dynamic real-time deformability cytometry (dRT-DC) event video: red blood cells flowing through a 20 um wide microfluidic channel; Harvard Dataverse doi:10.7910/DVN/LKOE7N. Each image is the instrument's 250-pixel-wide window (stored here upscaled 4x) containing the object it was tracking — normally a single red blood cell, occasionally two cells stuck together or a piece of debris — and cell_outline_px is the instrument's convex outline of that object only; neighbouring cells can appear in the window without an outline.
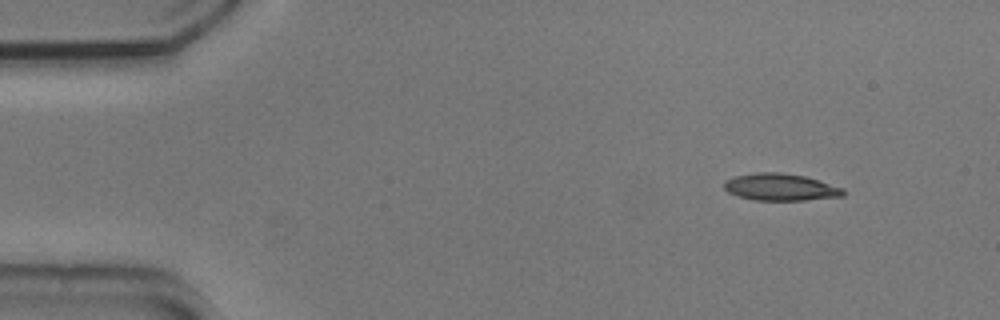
{"species": "common noctule bat (a hibernating species)", "species_latin": "Nyctalus noctula", "temperature_condition": "cold", "stored_images_in_passage": 49, "camera_frame_rate_fps": 3000, "um_per_image_px": 0.085, "animal": {"sex": "male", "body_mass_g": 20.5, "forearm_length_mm": 52.5}, "frame": {"image": 1, "passage_image": 1, "time_ms": 0.0, "image_size_px": [1000, 320], "cell_outline_px": [[844, 196], [804, 200], [752, 200], [728, 192], [724, 188], [724, 180], [736, 176], [756, 172], [780, 172], [804, 176], [820, 180], [844, 188]], "centroid_in_image_um": [66.35, 15.9], "position_along_channel_um": 18.6, "area_um2": 18.79}}
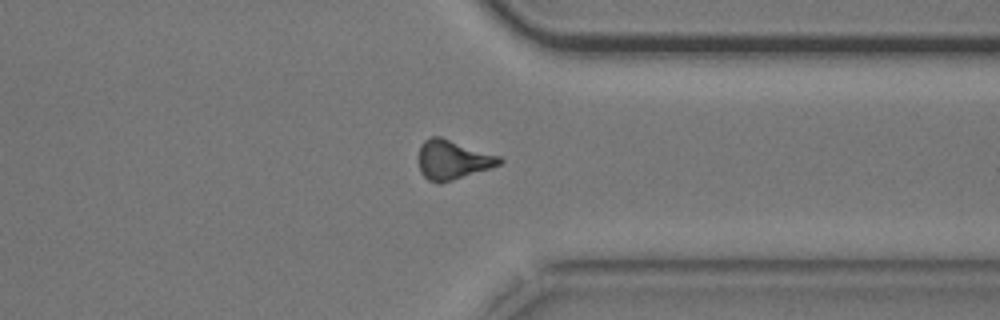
{"frame": {"image": 2, "passage_image": 37, "time_ms": 12.0, "image_size_px": [1000, 320], "cell_outline_px": [[504, 160], [500, 164], [492, 168], [440, 184], [436, 184], [428, 180], [420, 172], [420, 144], [424, 140], [432, 136], [440, 136], [500, 156]], "centroid_in_image_um": [38.49, 13.59], "position_along_channel_um": 372.9, "area_um2": 18.61}}
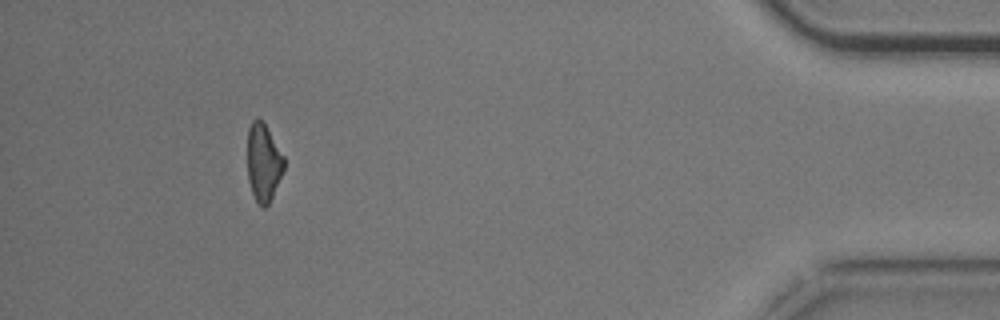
{"frame": {"image": 3, "passage_image": 45, "time_ms": 14.667, "image_size_px": [1000, 320], "cell_outline_px": [[284, 168], [272, 196], [268, 204], [264, 208], [256, 200], [252, 192], [248, 180], [248, 128], [252, 120], [260, 120], [264, 124], [284, 156]], "centroid_in_image_um": [22.38, 13.82], "position_along_channel_um": 412.8, "area_um2": 16.07}, "authors_computed_cell_mechanics": {"area_um2": 18.7272, "velocity_mm_per_s": 3.7171, "shape_relaxation_time_tau1_ms": 10.0602, "shape_relaxation_time_tau2_ms": null, "deformation_change_tau1": 0.2256, "deformation_change_tau2": null}}